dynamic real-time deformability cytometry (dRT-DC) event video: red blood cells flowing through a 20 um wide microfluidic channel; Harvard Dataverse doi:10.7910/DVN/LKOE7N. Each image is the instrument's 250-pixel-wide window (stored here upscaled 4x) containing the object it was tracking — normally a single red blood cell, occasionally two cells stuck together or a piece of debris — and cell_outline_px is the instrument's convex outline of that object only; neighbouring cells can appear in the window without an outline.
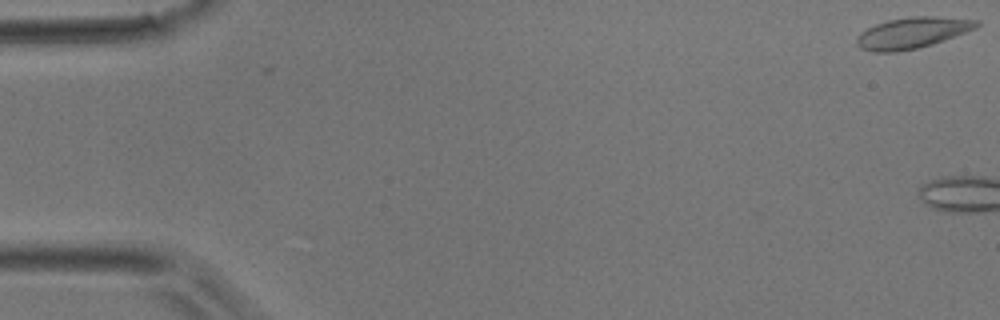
{"species": "common noctule bat (a hibernating species)", "species_latin": "Nyctalus noctula", "temperature_condition": "room temperature", "stored_images_in_passage": 3, "camera_frame_rate_fps": 3000, "um_per_image_px": 0.085, "animal": {"sex": "male", "body_mass_g": 17.9}, "frame": {"image": 1, "passage_image": 1, "time_ms": 0.0, "image_size_px": [1000, 320], "cell_outline_px": [[980, 24], [976, 28], [932, 44], [916, 48], [896, 52], [872, 52], [860, 48], [856, 44], [856, 36], [860, 32], [876, 24], [888, 20], [912, 16], [932, 16], [980, 20]], "centroid_in_image_um": [77.51, 2.79], "position_along_channel_um": 7.5, "area_um2": 21.62}}